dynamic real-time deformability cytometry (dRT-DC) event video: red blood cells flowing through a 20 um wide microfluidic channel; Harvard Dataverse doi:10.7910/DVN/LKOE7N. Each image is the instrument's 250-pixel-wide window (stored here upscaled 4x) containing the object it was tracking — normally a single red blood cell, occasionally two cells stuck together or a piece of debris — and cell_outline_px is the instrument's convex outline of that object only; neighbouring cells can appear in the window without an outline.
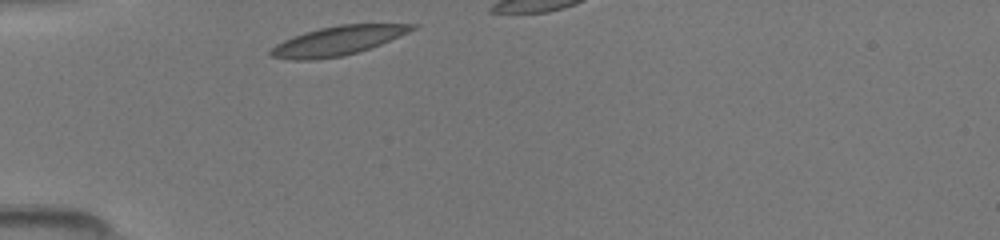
{"species": "common noctule bat (a hibernating species)", "species_latin": "Nyctalus noctula", "temperature_condition": "room temperature", "stored_images_in_passage": 9, "camera_frame_rate_fps": 3000, "um_per_image_px": 0.085, "animal": {"sex": "female", "body_mass_g": 19.5, "forearm_length_mm": 54.1}, "frame": {"image": 1, "passage_image": 1, "time_ms": 0.0, "image_size_px": [1000, 240], "cell_outline_px": [[420, 24], [416, 28], [408, 32], [380, 44], [344, 56], [312, 60], [292, 60], [272, 56], [268, 52], [276, 44], [292, 36], [304, 32], [320, 28], [340, 24]], "centroid_in_image_um": [28.67, 3.46], "position_along_channel_um": 56.3, "area_um2": 23.76}}
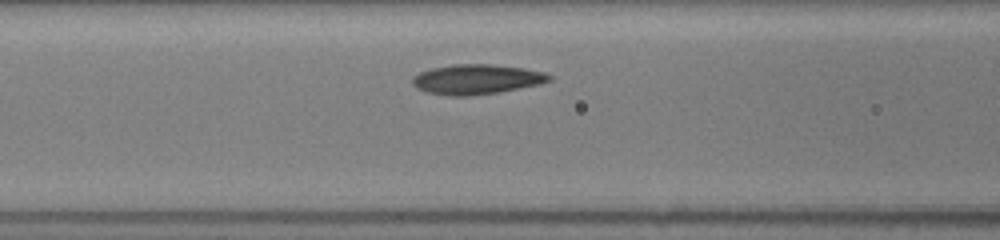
{"frame": {"image": 2, "passage_image": 7, "time_ms": 2.0, "image_size_px": [1000, 240], "cell_outline_px": [[552, 80], [540, 84], [500, 92], [468, 96], [448, 96], [424, 92], [416, 88], [412, 84], [412, 76], [420, 72], [432, 68], [452, 64], [492, 64], [524, 68], [544, 72], [552, 76]], "centroid_in_image_um": [40.49, 6.74], "position_along_channel_um": 126.1, "area_um2": 24.1}}